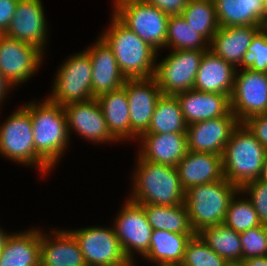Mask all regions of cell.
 Segmentation results:
<instances>
[{
  "label": "cell",
  "mask_w": 267,
  "mask_h": 266,
  "mask_svg": "<svg viewBox=\"0 0 267 266\" xmlns=\"http://www.w3.org/2000/svg\"><path fill=\"white\" fill-rule=\"evenodd\" d=\"M19 0H0V32L4 34L9 28Z\"/></svg>",
  "instance_id": "60d3db41"
},
{
  "label": "cell",
  "mask_w": 267,
  "mask_h": 266,
  "mask_svg": "<svg viewBox=\"0 0 267 266\" xmlns=\"http://www.w3.org/2000/svg\"><path fill=\"white\" fill-rule=\"evenodd\" d=\"M123 205L113 223L114 230L125 256L134 263L133 252H139L142 257L148 253L153 228L141 204L128 199Z\"/></svg>",
  "instance_id": "7c38bea8"
},
{
  "label": "cell",
  "mask_w": 267,
  "mask_h": 266,
  "mask_svg": "<svg viewBox=\"0 0 267 266\" xmlns=\"http://www.w3.org/2000/svg\"><path fill=\"white\" fill-rule=\"evenodd\" d=\"M181 16L209 43L220 28L213 0H190Z\"/></svg>",
  "instance_id": "1f68e13d"
},
{
  "label": "cell",
  "mask_w": 267,
  "mask_h": 266,
  "mask_svg": "<svg viewBox=\"0 0 267 266\" xmlns=\"http://www.w3.org/2000/svg\"><path fill=\"white\" fill-rule=\"evenodd\" d=\"M43 54L31 44L5 34L0 36V72L12 86L26 82L35 74L42 64Z\"/></svg>",
  "instance_id": "4fadbf2b"
},
{
  "label": "cell",
  "mask_w": 267,
  "mask_h": 266,
  "mask_svg": "<svg viewBox=\"0 0 267 266\" xmlns=\"http://www.w3.org/2000/svg\"><path fill=\"white\" fill-rule=\"evenodd\" d=\"M245 67L255 72L267 73V27H263L253 37L247 50Z\"/></svg>",
  "instance_id": "8d00e7d4"
},
{
  "label": "cell",
  "mask_w": 267,
  "mask_h": 266,
  "mask_svg": "<svg viewBox=\"0 0 267 266\" xmlns=\"http://www.w3.org/2000/svg\"><path fill=\"white\" fill-rule=\"evenodd\" d=\"M142 145L139 158L153 163L176 167L187 155V134L143 133L139 138Z\"/></svg>",
  "instance_id": "44dd1931"
},
{
  "label": "cell",
  "mask_w": 267,
  "mask_h": 266,
  "mask_svg": "<svg viewBox=\"0 0 267 266\" xmlns=\"http://www.w3.org/2000/svg\"><path fill=\"white\" fill-rule=\"evenodd\" d=\"M42 233L40 266H87L76 238L68 230H54L50 235L53 239Z\"/></svg>",
  "instance_id": "cb8c5ba5"
},
{
  "label": "cell",
  "mask_w": 267,
  "mask_h": 266,
  "mask_svg": "<svg viewBox=\"0 0 267 266\" xmlns=\"http://www.w3.org/2000/svg\"><path fill=\"white\" fill-rule=\"evenodd\" d=\"M134 188L129 200L138 204L176 206L185 201V190L176 167L137 159Z\"/></svg>",
  "instance_id": "7a4b0ae2"
},
{
  "label": "cell",
  "mask_w": 267,
  "mask_h": 266,
  "mask_svg": "<svg viewBox=\"0 0 267 266\" xmlns=\"http://www.w3.org/2000/svg\"><path fill=\"white\" fill-rule=\"evenodd\" d=\"M145 133H187V124L176 95L162 94L159 97L151 123Z\"/></svg>",
  "instance_id": "f546056e"
},
{
  "label": "cell",
  "mask_w": 267,
  "mask_h": 266,
  "mask_svg": "<svg viewBox=\"0 0 267 266\" xmlns=\"http://www.w3.org/2000/svg\"><path fill=\"white\" fill-rule=\"evenodd\" d=\"M36 153L53 169L68 146L67 118L63 106L48 98L30 103Z\"/></svg>",
  "instance_id": "277c9868"
},
{
  "label": "cell",
  "mask_w": 267,
  "mask_h": 266,
  "mask_svg": "<svg viewBox=\"0 0 267 266\" xmlns=\"http://www.w3.org/2000/svg\"><path fill=\"white\" fill-rule=\"evenodd\" d=\"M141 205L153 230L196 234L191 227L187 207L184 203L176 206Z\"/></svg>",
  "instance_id": "f1b7e54d"
},
{
  "label": "cell",
  "mask_w": 267,
  "mask_h": 266,
  "mask_svg": "<svg viewBox=\"0 0 267 266\" xmlns=\"http://www.w3.org/2000/svg\"><path fill=\"white\" fill-rule=\"evenodd\" d=\"M176 169L185 191L224 179L222 156L217 154L188 151Z\"/></svg>",
  "instance_id": "7402d4cb"
},
{
  "label": "cell",
  "mask_w": 267,
  "mask_h": 266,
  "mask_svg": "<svg viewBox=\"0 0 267 266\" xmlns=\"http://www.w3.org/2000/svg\"><path fill=\"white\" fill-rule=\"evenodd\" d=\"M226 266H245L243 262H232L228 263Z\"/></svg>",
  "instance_id": "7dc6e473"
},
{
  "label": "cell",
  "mask_w": 267,
  "mask_h": 266,
  "mask_svg": "<svg viewBox=\"0 0 267 266\" xmlns=\"http://www.w3.org/2000/svg\"><path fill=\"white\" fill-rule=\"evenodd\" d=\"M228 263L195 234L186 244L180 266H226Z\"/></svg>",
  "instance_id": "e575fe53"
},
{
  "label": "cell",
  "mask_w": 267,
  "mask_h": 266,
  "mask_svg": "<svg viewBox=\"0 0 267 266\" xmlns=\"http://www.w3.org/2000/svg\"><path fill=\"white\" fill-rule=\"evenodd\" d=\"M243 123L267 150V113L252 116Z\"/></svg>",
  "instance_id": "f35d334b"
},
{
  "label": "cell",
  "mask_w": 267,
  "mask_h": 266,
  "mask_svg": "<svg viewBox=\"0 0 267 266\" xmlns=\"http://www.w3.org/2000/svg\"><path fill=\"white\" fill-rule=\"evenodd\" d=\"M263 9H264V27H267V0H264Z\"/></svg>",
  "instance_id": "bcb514c9"
},
{
  "label": "cell",
  "mask_w": 267,
  "mask_h": 266,
  "mask_svg": "<svg viewBox=\"0 0 267 266\" xmlns=\"http://www.w3.org/2000/svg\"><path fill=\"white\" fill-rule=\"evenodd\" d=\"M113 12L126 27L157 51L165 48L170 17L166 13L144 0H129L120 4Z\"/></svg>",
  "instance_id": "ba28073f"
},
{
  "label": "cell",
  "mask_w": 267,
  "mask_h": 266,
  "mask_svg": "<svg viewBox=\"0 0 267 266\" xmlns=\"http://www.w3.org/2000/svg\"><path fill=\"white\" fill-rule=\"evenodd\" d=\"M41 0H19L6 36L38 48L42 53L46 45V18Z\"/></svg>",
  "instance_id": "2e32d148"
},
{
  "label": "cell",
  "mask_w": 267,
  "mask_h": 266,
  "mask_svg": "<svg viewBox=\"0 0 267 266\" xmlns=\"http://www.w3.org/2000/svg\"><path fill=\"white\" fill-rule=\"evenodd\" d=\"M240 190L242 194L250 195L249 199L253 203L261 224L267 226V182L256 179L247 183Z\"/></svg>",
  "instance_id": "74e56055"
},
{
  "label": "cell",
  "mask_w": 267,
  "mask_h": 266,
  "mask_svg": "<svg viewBox=\"0 0 267 266\" xmlns=\"http://www.w3.org/2000/svg\"><path fill=\"white\" fill-rule=\"evenodd\" d=\"M123 87L129 104L130 139H137L149 128L161 89L154 77L126 79Z\"/></svg>",
  "instance_id": "5bb4252c"
},
{
  "label": "cell",
  "mask_w": 267,
  "mask_h": 266,
  "mask_svg": "<svg viewBox=\"0 0 267 266\" xmlns=\"http://www.w3.org/2000/svg\"><path fill=\"white\" fill-rule=\"evenodd\" d=\"M10 88H13V86L6 80L4 75L0 72V104L7 95V92L10 91Z\"/></svg>",
  "instance_id": "b9f144b4"
},
{
  "label": "cell",
  "mask_w": 267,
  "mask_h": 266,
  "mask_svg": "<svg viewBox=\"0 0 267 266\" xmlns=\"http://www.w3.org/2000/svg\"><path fill=\"white\" fill-rule=\"evenodd\" d=\"M109 132L117 141L130 139L129 104L125 88L98 96Z\"/></svg>",
  "instance_id": "83f0119b"
},
{
  "label": "cell",
  "mask_w": 267,
  "mask_h": 266,
  "mask_svg": "<svg viewBox=\"0 0 267 266\" xmlns=\"http://www.w3.org/2000/svg\"><path fill=\"white\" fill-rule=\"evenodd\" d=\"M259 179L264 181V182H267V153H266V156H265L262 172H261V175H260Z\"/></svg>",
  "instance_id": "ee69618b"
},
{
  "label": "cell",
  "mask_w": 267,
  "mask_h": 266,
  "mask_svg": "<svg viewBox=\"0 0 267 266\" xmlns=\"http://www.w3.org/2000/svg\"><path fill=\"white\" fill-rule=\"evenodd\" d=\"M262 28V26L220 27L209 43V49L236 69L239 65L245 67L248 47Z\"/></svg>",
  "instance_id": "ac0fdd59"
},
{
  "label": "cell",
  "mask_w": 267,
  "mask_h": 266,
  "mask_svg": "<svg viewBox=\"0 0 267 266\" xmlns=\"http://www.w3.org/2000/svg\"><path fill=\"white\" fill-rule=\"evenodd\" d=\"M187 125L212 118L227 116L231 112L230 96L190 89L176 94Z\"/></svg>",
  "instance_id": "ffe728a7"
},
{
  "label": "cell",
  "mask_w": 267,
  "mask_h": 266,
  "mask_svg": "<svg viewBox=\"0 0 267 266\" xmlns=\"http://www.w3.org/2000/svg\"><path fill=\"white\" fill-rule=\"evenodd\" d=\"M100 37L112 49L120 72L126 79L152 78L158 52L126 27L114 14L111 25Z\"/></svg>",
  "instance_id": "6da1fadb"
},
{
  "label": "cell",
  "mask_w": 267,
  "mask_h": 266,
  "mask_svg": "<svg viewBox=\"0 0 267 266\" xmlns=\"http://www.w3.org/2000/svg\"><path fill=\"white\" fill-rule=\"evenodd\" d=\"M242 262L251 257L267 256V226L248 229L241 232Z\"/></svg>",
  "instance_id": "d590c367"
},
{
  "label": "cell",
  "mask_w": 267,
  "mask_h": 266,
  "mask_svg": "<svg viewBox=\"0 0 267 266\" xmlns=\"http://www.w3.org/2000/svg\"><path fill=\"white\" fill-rule=\"evenodd\" d=\"M67 118V130L73 129L89 141L108 143L117 141L109 132L102 109L96 98L73 102L63 106Z\"/></svg>",
  "instance_id": "e0dca14e"
},
{
  "label": "cell",
  "mask_w": 267,
  "mask_h": 266,
  "mask_svg": "<svg viewBox=\"0 0 267 266\" xmlns=\"http://www.w3.org/2000/svg\"><path fill=\"white\" fill-rule=\"evenodd\" d=\"M230 106L239 123L267 113V73L255 72L247 67L240 73L237 70Z\"/></svg>",
  "instance_id": "8fae6325"
},
{
  "label": "cell",
  "mask_w": 267,
  "mask_h": 266,
  "mask_svg": "<svg viewBox=\"0 0 267 266\" xmlns=\"http://www.w3.org/2000/svg\"><path fill=\"white\" fill-rule=\"evenodd\" d=\"M202 240L227 262H242L240 234L224 223L209 226L197 233Z\"/></svg>",
  "instance_id": "4dcf8cb0"
},
{
  "label": "cell",
  "mask_w": 267,
  "mask_h": 266,
  "mask_svg": "<svg viewBox=\"0 0 267 266\" xmlns=\"http://www.w3.org/2000/svg\"><path fill=\"white\" fill-rule=\"evenodd\" d=\"M127 1H129V0H115V2H114L115 5H113L115 7H113V8L116 9L120 4L127 2Z\"/></svg>",
  "instance_id": "c3c4849f"
},
{
  "label": "cell",
  "mask_w": 267,
  "mask_h": 266,
  "mask_svg": "<svg viewBox=\"0 0 267 266\" xmlns=\"http://www.w3.org/2000/svg\"><path fill=\"white\" fill-rule=\"evenodd\" d=\"M168 16L181 15L190 0H144Z\"/></svg>",
  "instance_id": "ab89813d"
},
{
  "label": "cell",
  "mask_w": 267,
  "mask_h": 266,
  "mask_svg": "<svg viewBox=\"0 0 267 266\" xmlns=\"http://www.w3.org/2000/svg\"><path fill=\"white\" fill-rule=\"evenodd\" d=\"M239 124L231 111L227 116L187 125L188 151L223 155L232 131Z\"/></svg>",
  "instance_id": "9a60e30c"
},
{
  "label": "cell",
  "mask_w": 267,
  "mask_h": 266,
  "mask_svg": "<svg viewBox=\"0 0 267 266\" xmlns=\"http://www.w3.org/2000/svg\"><path fill=\"white\" fill-rule=\"evenodd\" d=\"M52 90L48 99L61 106L93 99L92 66L86 51L65 60L57 71Z\"/></svg>",
  "instance_id": "52a82bcc"
},
{
  "label": "cell",
  "mask_w": 267,
  "mask_h": 266,
  "mask_svg": "<svg viewBox=\"0 0 267 266\" xmlns=\"http://www.w3.org/2000/svg\"><path fill=\"white\" fill-rule=\"evenodd\" d=\"M69 232L76 238L87 266L132 264L125 256L114 227L91 226Z\"/></svg>",
  "instance_id": "30bf717a"
},
{
  "label": "cell",
  "mask_w": 267,
  "mask_h": 266,
  "mask_svg": "<svg viewBox=\"0 0 267 266\" xmlns=\"http://www.w3.org/2000/svg\"><path fill=\"white\" fill-rule=\"evenodd\" d=\"M85 51L91 60L93 98L124 85L126 78L119 70L114 53L100 36L96 44Z\"/></svg>",
  "instance_id": "d6986e66"
},
{
  "label": "cell",
  "mask_w": 267,
  "mask_h": 266,
  "mask_svg": "<svg viewBox=\"0 0 267 266\" xmlns=\"http://www.w3.org/2000/svg\"><path fill=\"white\" fill-rule=\"evenodd\" d=\"M0 266H40V230L9 234L0 251Z\"/></svg>",
  "instance_id": "d4e9b609"
},
{
  "label": "cell",
  "mask_w": 267,
  "mask_h": 266,
  "mask_svg": "<svg viewBox=\"0 0 267 266\" xmlns=\"http://www.w3.org/2000/svg\"><path fill=\"white\" fill-rule=\"evenodd\" d=\"M236 197L235 194L229 201L224 224L238 233L262 225L251 200Z\"/></svg>",
  "instance_id": "836d02e7"
},
{
  "label": "cell",
  "mask_w": 267,
  "mask_h": 266,
  "mask_svg": "<svg viewBox=\"0 0 267 266\" xmlns=\"http://www.w3.org/2000/svg\"><path fill=\"white\" fill-rule=\"evenodd\" d=\"M267 150L244 123H239L225 146L223 173L239 190L259 179Z\"/></svg>",
  "instance_id": "3957f363"
},
{
  "label": "cell",
  "mask_w": 267,
  "mask_h": 266,
  "mask_svg": "<svg viewBox=\"0 0 267 266\" xmlns=\"http://www.w3.org/2000/svg\"><path fill=\"white\" fill-rule=\"evenodd\" d=\"M264 0H214L220 27H264Z\"/></svg>",
  "instance_id": "484cf974"
},
{
  "label": "cell",
  "mask_w": 267,
  "mask_h": 266,
  "mask_svg": "<svg viewBox=\"0 0 267 266\" xmlns=\"http://www.w3.org/2000/svg\"><path fill=\"white\" fill-rule=\"evenodd\" d=\"M172 50H209V42L181 16H170L165 47Z\"/></svg>",
  "instance_id": "d6a6232c"
},
{
  "label": "cell",
  "mask_w": 267,
  "mask_h": 266,
  "mask_svg": "<svg viewBox=\"0 0 267 266\" xmlns=\"http://www.w3.org/2000/svg\"><path fill=\"white\" fill-rule=\"evenodd\" d=\"M195 234H178L164 230H153L150 248L144 256L157 266H180L187 242Z\"/></svg>",
  "instance_id": "4316f807"
},
{
  "label": "cell",
  "mask_w": 267,
  "mask_h": 266,
  "mask_svg": "<svg viewBox=\"0 0 267 266\" xmlns=\"http://www.w3.org/2000/svg\"><path fill=\"white\" fill-rule=\"evenodd\" d=\"M4 230L0 228V251L2 249V247L4 246V243L7 239V237L9 236L8 233L3 232Z\"/></svg>",
  "instance_id": "f6af8a7d"
},
{
  "label": "cell",
  "mask_w": 267,
  "mask_h": 266,
  "mask_svg": "<svg viewBox=\"0 0 267 266\" xmlns=\"http://www.w3.org/2000/svg\"><path fill=\"white\" fill-rule=\"evenodd\" d=\"M0 154L48 173L52 168L36 153L30 118V102L11 114L0 126Z\"/></svg>",
  "instance_id": "8992f818"
},
{
  "label": "cell",
  "mask_w": 267,
  "mask_h": 266,
  "mask_svg": "<svg viewBox=\"0 0 267 266\" xmlns=\"http://www.w3.org/2000/svg\"><path fill=\"white\" fill-rule=\"evenodd\" d=\"M237 69L221 57L207 50L200 62L193 89L231 96Z\"/></svg>",
  "instance_id": "603a6c76"
},
{
  "label": "cell",
  "mask_w": 267,
  "mask_h": 266,
  "mask_svg": "<svg viewBox=\"0 0 267 266\" xmlns=\"http://www.w3.org/2000/svg\"><path fill=\"white\" fill-rule=\"evenodd\" d=\"M240 193L226 178L187 189L184 204L193 231L197 234L206 227L223 224L229 201Z\"/></svg>",
  "instance_id": "5b68a950"
},
{
  "label": "cell",
  "mask_w": 267,
  "mask_h": 266,
  "mask_svg": "<svg viewBox=\"0 0 267 266\" xmlns=\"http://www.w3.org/2000/svg\"><path fill=\"white\" fill-rule=\"evenodd\" d=\"M207 50H172L159 64L154 78L161 93L176 95L193 89L201 59Z\"/></svg>",
  "instance_id": "9c48e42d"
},
{
  "label": "cell",
  "mask_w": 267,
  "mask_h": 266,
  "mask_svg": "<svg viewBox=\"0 0 267 266\" xmlns=\"http://www.w3.org/2000/svg\"><path fill=\"white\" fill-rule=\"evenodd\" d=\"M245 266H267V256L251 257L243 261Z\"/></svg>",
  "instance_id": "7bdbcfd3"
}]
</instances>
